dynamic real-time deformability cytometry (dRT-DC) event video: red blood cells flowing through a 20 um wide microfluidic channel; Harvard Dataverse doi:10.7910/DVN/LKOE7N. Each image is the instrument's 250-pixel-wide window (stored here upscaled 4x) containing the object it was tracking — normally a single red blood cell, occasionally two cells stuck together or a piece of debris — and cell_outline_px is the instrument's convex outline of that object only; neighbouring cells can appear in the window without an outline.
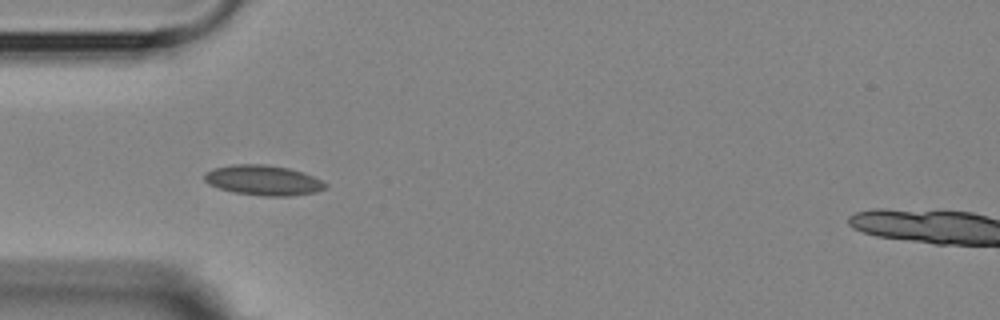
{"species": "Egyptian fruit bat (a non-hibernating species)", "species_latin": "Rousettus aegyptiacus", "temperature_condition": "room temperature", "stored_images_in_passage": 4, "camera_frame_rate_fps": 3000, "um_per_image_px": 0.085, "animal": {"sex": "female"}, "frame": {"image": 1, "passage_image": 3, "time_ms": 2.333, "image_size_px": [1000, 320], "cell_outline_px": [[328, 188], [316, 192], [288, 196], [264, 196], [232, 192], [208, 184], [204, 180], [204, 172], [212, 168], [232, 164], [264, 164], [288, 168], [304, 172], [328, 184]], "centroid_in_image_um": [22.36, 15.32], "position_along_channel_um": 62.6, "area_um2": 21.39}}
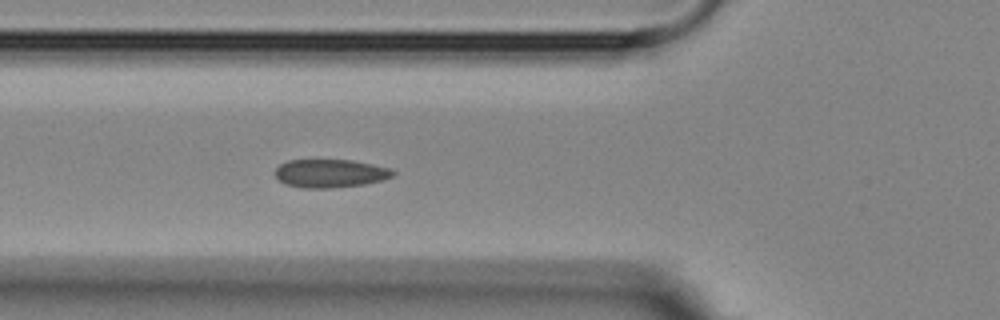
{"frame": {"image": 2, "passage_image": 4, "time_ms": 3.333, "image_size_px": [1000, 320], "cell_outline_px": [[396, 172], [392, 176], [384, 180], [364, 184], [328, 188], [300, 188], [284, 184], [272, 172], [280, 164], [288, 160], [352, 160], [392, 168]], "centroid_in_image_um": [28.06, 14.74], "position_along_channel_um": 97.7, "area_um2": 19.59}}